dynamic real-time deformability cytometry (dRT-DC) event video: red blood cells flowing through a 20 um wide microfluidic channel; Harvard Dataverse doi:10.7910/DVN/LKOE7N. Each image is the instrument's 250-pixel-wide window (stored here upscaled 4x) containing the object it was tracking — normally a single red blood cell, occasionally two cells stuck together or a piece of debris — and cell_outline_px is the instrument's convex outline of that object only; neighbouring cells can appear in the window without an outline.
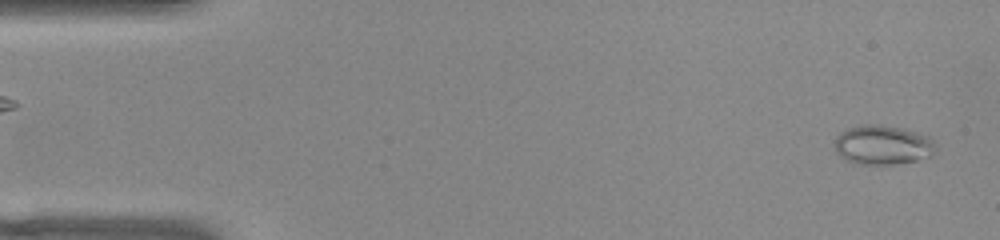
{"species": "common noctule bat (a hibernating species)", "species_latin": "Nyctalus noctula", "temperature_condition": "warm", "stored_images_in_passage": 13, "camera_frame_rate_fps": 3000, "um_per_image_px": 0.085, "animal": {"sex": "female", "body_mass_g": 22.0, "forearm_length_mm": 56.7}, "frame": {"image": 1, "passage_image": 1, "time_ms": 0.0, "image_size_px": [1000, 240], "cell_outline_px": [[936, 148], [932, 156], [916, 160], [892, 164], [860, 164], [848, 160], [840, 156], [836, 152], [836, 136], [840, 132], [864, 124], [876, 124], [904, 128], [928, 136], [932, 140]], "centroid_in_image_um": [75.05, 12.31], "position_along_channel_um": 9.9, "area_um2": 22.95}}